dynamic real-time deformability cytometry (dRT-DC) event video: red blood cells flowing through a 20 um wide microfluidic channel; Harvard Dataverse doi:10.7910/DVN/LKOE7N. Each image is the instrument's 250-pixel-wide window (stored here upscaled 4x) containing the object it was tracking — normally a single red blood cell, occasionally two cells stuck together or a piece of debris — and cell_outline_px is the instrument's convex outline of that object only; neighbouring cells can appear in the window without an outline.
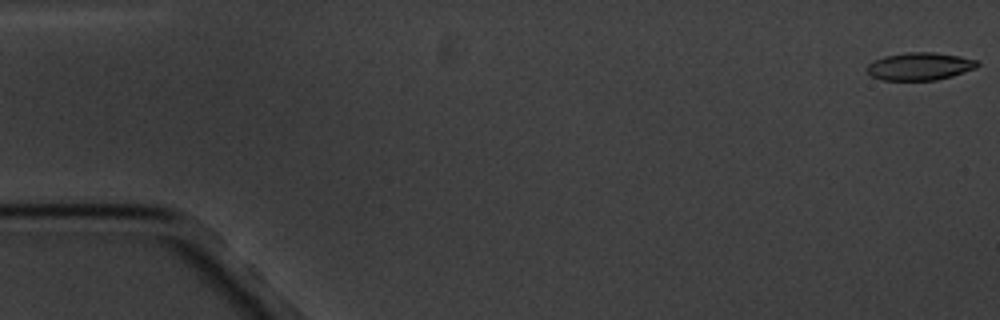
{"species": "common noctule bat (a hibernating species)", "species_latin": "Nyctalus noctula", "temperature_condition": "cold", "stored_images_in_passage": 6, "camera_frame_rate_fps": 3000, "um_per_image_px": 0.085, "animal": {"sex": "male", "body_mass_g": 20.1, "forearm_length_mm": 53.5}, "frame": {"image": 1, "passage_image": 1, "time_ms": 0.0, "image_size_px": [1000, 320], "cell_outline_px": [[980, 64], [976, 68], [952, 76], [936, 80], [884, 80], [872, 76], [864, 68], [868, 64], [884, 56], [908, 52], [936, 52], [960, 56], [976, 60]], "centroid_in_image_um": [78.19, 5.63], "position_along_channel_um": 6.8, "area_um2": 17.8}}